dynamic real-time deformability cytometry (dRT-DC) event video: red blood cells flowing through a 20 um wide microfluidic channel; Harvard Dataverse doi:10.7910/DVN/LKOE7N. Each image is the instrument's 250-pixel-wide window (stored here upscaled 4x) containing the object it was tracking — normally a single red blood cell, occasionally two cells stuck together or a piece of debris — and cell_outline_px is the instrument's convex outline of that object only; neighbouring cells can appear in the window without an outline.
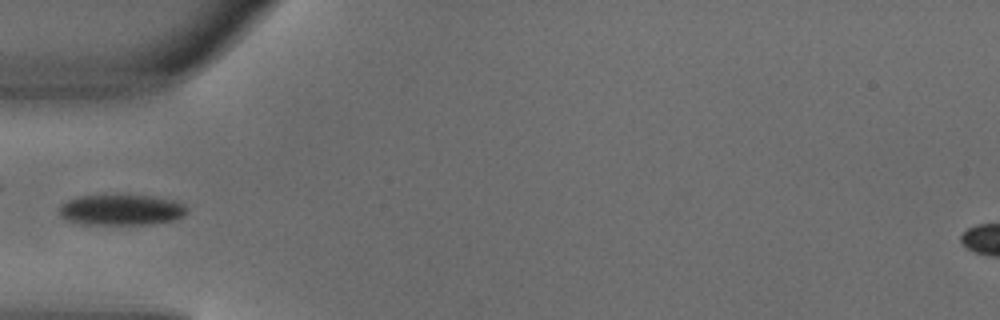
{"species": "common noctule bat (a hibernating species)", "species_latin": "Nyctalus noctula", "temperature_condition": "warm", "stored_images_in_passage": 5, "camera_frame_rate_fps": 3000, "um_per_image_px": 0.085, "animal": {"sex": "male", "body_mass_g": 18.8}, "frame": {"image": 1, "passage_image": 4, "time_ms": 1.0, "image_size_px": [1000, 320], "cell_outline_px": [[188, 212], [184, 216], [176, 220], [148, 224], [84, 224], [68, 220], [60, 216], [60, 204], [68, 200], [80, 196], [152, 196], [172, 200], [184, 204], [188, 208]], "centroid_in_image_um": [10.35, 17.85], "position_along_channel_um": 74.6, "area_um2": 22.66}}